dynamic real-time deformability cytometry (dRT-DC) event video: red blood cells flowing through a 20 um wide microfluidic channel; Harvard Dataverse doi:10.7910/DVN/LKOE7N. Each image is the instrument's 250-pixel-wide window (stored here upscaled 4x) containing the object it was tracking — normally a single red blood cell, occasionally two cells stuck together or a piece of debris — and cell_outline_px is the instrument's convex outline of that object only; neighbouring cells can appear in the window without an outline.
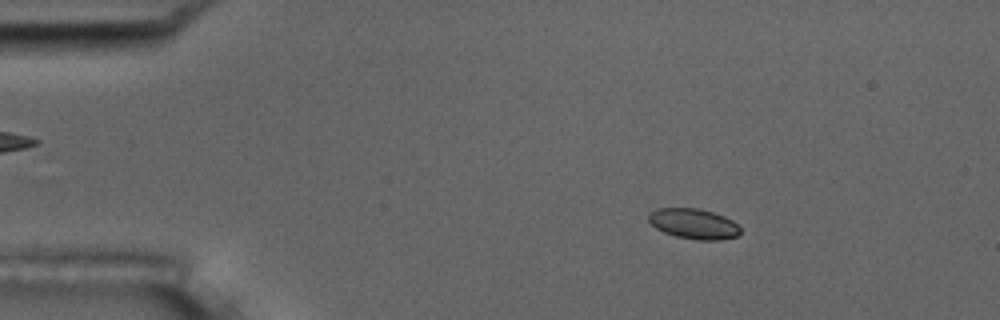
{"species": "common noctule bat (a hibernating species)", "species_latin": "Nyctalus noctula", "temperature_condition": "room temperature", "stored_images_in_passage": 55, "camera_frame_rate_fps": 3000, "um_per_image_px": 0.085, "animal": {"sex": "male", "body_mass_g": 17.5, "forearm_length_mm": 52.3}, "frame": {"image": 1, "passage_image": 9, "time_ms": 2.667, "image_size_px": [1000, 320], "cell_outline_px": [[740, 232], [736, 236], [720, 240], [700, 240], [676, 236], [664, 232], [656, 228], [648, 220], [648, 212], [656, 208], [700, 208], [724, 216], [732, 220], [740, 228]], "centroid_in_image_um": [58.94, 19.01], "position_along_channel_um": 26.1, "area_um2": 16.18}}
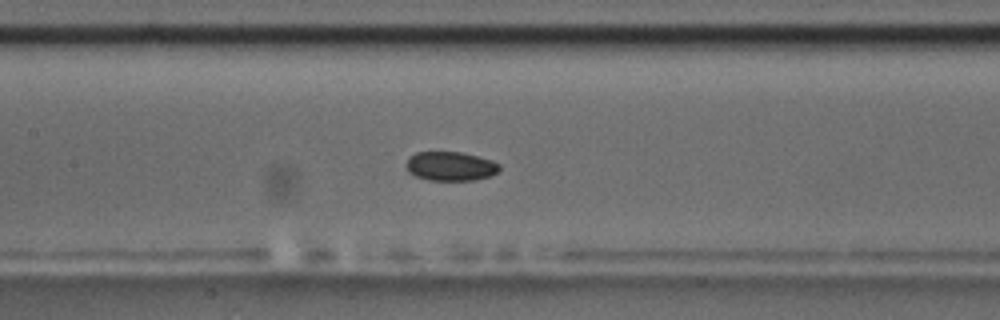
{"frame": {"image": 2, "passage_image": 26, "time_ms": 8.333, "image_size_px": [1000, 320], "cell_outline_px": [[500, 168], [492, 176], [476, 180], [428, 180], [416, 176], [408, 172], [404, 164], [408, 156], [416, 152], [460, 152], [492, 160], [500, 164]], "centroid_in_image_um": [38.26, 14.13], "position_along_channel_um": 169.1, "area_um2": 16.01}}
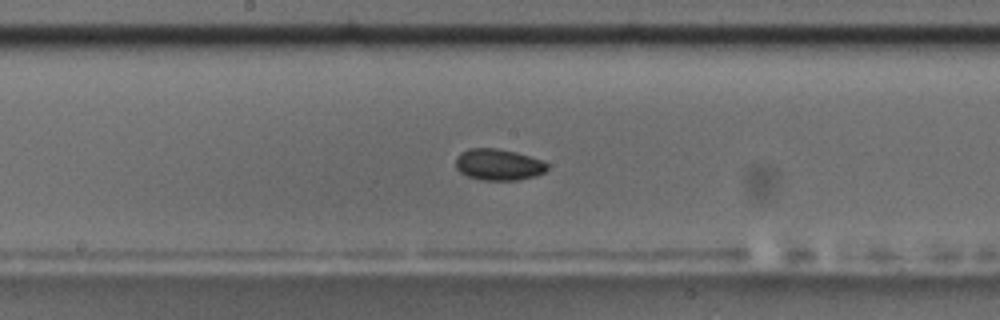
{"frame": {"image": 3, "passage_image": 29, "time_ms": 9.333, "image_size_px": [1000, 320], "cell_outline_px": [[548, 168], [544, 172], [536, 176], [520, 180], [480, 180], [468, 176], [460, 172], [456, 168], [456, 156], [460, 152], [468, 148], [496, 148], [516, 152], [544, 160], [548, 164]], "centroid_in_image_um": [42.38, 13.99], "position_along_channel_um": 205.8, "area_um2": 16.99}, "authors_computed_cell_mechanics": {"area_um2": 16.473, "velocity_mm_per_s": 3.6982, "shape_relaxation_time_tau1_ms": 7.7976, "shape_relaxation_time_tau2_ms": null, "deformation_change_tau1": 0.0886, "deformation_change_tau2": null}}